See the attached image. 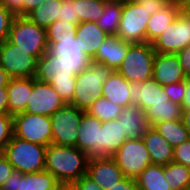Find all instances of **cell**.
I'll return each mask as SVG.
<instances>
[{"instance_id": "cell-46", "label": "cell", "mask_w": 190, "mask_h": 190, "mask_svg": "<svg viewBox=\"0 0 190 190\" xmlns=\"http://www.w3.org/2000/svg\"><path fill=\"white\" fill-rule=\"evenodd\" d=\"M183 67L185 75L190 73V45L186 46L176 54Z\"/></svg>"}, {"instance_id": "cell-8", "label": "cell", "mask_w": 190, "mask_h": 190, "mask_svg": "<svg viewBox=\"0 0 190 190\" xmlns=\"http://www.w3.org/2000/svg\"><path fill=\"white\" fill-rule=\"evenodd\" d=\"M13 136L32 143L52 144L51 118L45 115L22 112L13 116Z\"/></svg>"}, {"instance_id": "cell-42", "label": "cell", "mask_w": 190, "mask_h": 190, "mask_svg": "<svg viewBox=\"0 0 190 190\" xmlns=\"http://www.w3.org/2000/svg\"><path fill=\"white\" fill-rule=\"evenodd\" d=\"M69 190H104L94 180L89 178L86 174L76 180L69 188Z\"/></svg>"}, {"instance_id": "cell-49", "label": "cell", "mask_w": 190, "mask_h": 190, "mask_svg": "<svg viewBox=\"0 0 190 190\" xmlns=\"http://www.w3.org/2000/svg\"><path fill=\"white\" fill-rule=\"evenodd\" d=\"M44 0H24V16L36 9Z\"/></svg>"}, {"instance_id": "cell-18", "label": "cell", "mask_w": 190, "mask_h": 190, "mask_svg": "<svg viewBox=\"0 0 190 190\" xmlns=\"http://www.w3.org/2000/svg\"><path fill=\"white\" fill-rule=\"evenodd\" d=\"M130 44L116 35H109L99 46L91 61L105 64L112 71H116L127 55Z\"/></svg>"}, {"instance_id": "cell-32", "label": "cell", "mask_w": 190, "mask_h": 190, "mask_svg": "<svg viewBox=\"0 0 190 190\" xmlns=\"http://www.w3.org/2000/svg\"><path fill=\"white\" fill-rule=\"evenodd\" d=\"M170 145L176 147L190 138L182 120L165 121L153 126Z\"/></svg>"}, {"instance_id": "cell-25", "label": "cell", "mask_w": 190, "mask_h": 190, "mask_svg": "<svg viewBox=\"0 0 190 190\" xmlns=\"http://www.w3.org/2000/svg\"><path fill=\"white\" fill-rule=\"evenodd\" d=\"M130 82L120 73L112 71L102 88V97L123 108L131 105Z\"/></svg>"}, {"instance_id": "cell-39", "label": "cell", "mask_w": 190, "mask_h": 190, "mask_svg": "<svg viewBox=\"0 0 190 190\" xmlns=\"http://www.w3.org/2000/svg\"><path fill=\"white\" fill-rule=\"evenodd\" d=\"M185 88L186 80L163 86V90L168 95L169 99L173 103L179 104L181 106L185 96Z\"/></svg>"}, {"instance_id": "cell-30", "label": "cell", "mask_w": 190, "mask_h": 190, "mask_svg": "<svg viewBox=\"0 0 190 190\" xmlns=\"http://www.w3.org/2000/svg\"><path fill=\"white\" fill-rule=\"evenodd\" d=\"M123 0H105L104 12L96 21L108 35H116L122 15Z\"/></svg>"}, {"instance_id": "cell-24", "label": "cell", "mask_w": 190, "mask_h": 190, "mask_svg": "<svg viewBox=\"0 0 190 190\" xmlns=\"http://www.w3.org/2000/svg\"><path fill=\"white\" fill-rule=\"evenodd\" d=\"M142 139L152 164L167 165L173 162L174 147L154 127H151Z\"/></svg>"}, {"instance_id": "cell-11", "label": "cell", "mask_w": 190, "mask_h": 190, "mask_svg": "<svg viewBox=\"0 0 190 190\" xmlns=\"http://www.w3.org/2000/svg\"><path fill=\"white\" fill-rule=\"evenodd\" d=\"M155 52L177 54L190 45V15L180 11L171 25L153 43Z\"/></svg>"}, {"instance_id": "cell-38", "label": "cell", "mask_w": 190, "mask_h": 190, "mask_svg": "<svg viewBox=\"0 0 190 190\" xmlns=\"http://www.w3.org/2000/svg\"><path fill=\"white\" fill-rule=\"evenodd\" d=\"M13 136V116L0 114V152H3Z\"/></svg>"}, {"instance_id": "cell-6", "label": "cell", "mask_w": 190, "mask_h": 190, "mask_svg": "<svg viewBox=\"0 0 190 190\" xmlns=\"http://www.w3.org/2000/svg\"><path fill=\"white\" fill-rule=\"evenodd\" d=\"M8 40L37 60L49 50L46 29L32 22L27 16H15Z\"/></svg>"}, {"instance_id": "cell-52", "label": "cell", "mask_w": 190, "mask_h": 190, "mask_svg": "<svg viewBox=\"0 0 190 190\" xmlns=\"http://www.w3.org/2000/svg\"><path fill=\"white\" fill-rule=\"evenodd\" d=\"M182 122L190 136V109H183Z\"/></svg>"}, {"instance_id": "cell-48", "label": "cell", "mask_w": 190, "mask_h": 190, "mask_svg": "<svg viewBox=\"0 0 190 190\" xmlns=\"http://www.w3.org/2000/svg\"><path fill=\"white\" fill-rule=\"evenodd\" d=\"M0 114L8 115V92H7V88H0Z\"/></svg>"}, {"instance_id": "cell-44", "label": "cell", "mask_w": 190, "mask_h": 190, "mask_svg": "<svg viewBox=\"0 0 190 190\" xmlns=\"http://www.w3.org/2000/svg\"><path fill=\"white\" fill-rule=\"evenodd\" d=\"M14 168L9 163L6 156L0 152V189L6 179L13 173Z\"/></svg>"}, {"instance_id": "cell-37", "label": "cell", "mask_w": 190, "mask_h": 190, "mask_svg": "<svg viewBox=\"0 0 190 190\" xmlns=\"http://www.w3.org/2000/svg\"><path fill=\"white\" fill-rule=\"evenodd\" d=\"M58 20L79 25L77 17L76 0H60Z\"/></svg>"}, {"instance_id": "cell-51", "label": "cell", "mask_w": 190, "mask_h": 190, "mask_svg": "<svg viewBox=\"0 0 190 190\" xmlns=\"http://www.w3.org/2000/svg\"><path fill=\"white\" fill-rule=\"evenodd\" d=\"M183 109H190V84L186 81L185 96L182 102Z\"/></svg>"}, {"instance_id": "cell-36", "label": "cell", "mask_w": 190, "mask_h": 190, "mask_svg": "<svg viewBox=\"0 0 190 190\" xmlns=\"http://www.w3.org/2000/svg\"><path fill=\"white\" fill-rule=\"evenodd\" d=\"M77 25L68 22L56 20L46 29V38L49 48L59 39L66 35H73L76 33Z\"/></svg>"}, {"instance_id": "cell-50", "label": "cell", "mask_w": 190, "mask_h": 190, "mask_svg": "<svg viewBox=\"0 0 190 190\" xmlns=\"http://www.w3.org/2000/svg\"><path fill=\"white\" fill-rule=\"evenodd\" d=\"M10 79L8 73L0 66V88H6Z\"/></svg>"}, {"instance_id": "cell-1", "label": "cell", "mask_w": 190, "mask_h": 190, "mask_svg": "<svg viewBox=\"0 0 190 190\" xmlns=\"http://www.w3.org/2000/svg\"><path fill=\"white\" fill-rule=\"evenodd\" d=\"M88 161L87 153L76 146L52 143L47 146L45 170L55 176L64 188H69L86 174Z\"/></svg>"}, {"instance_id": "cell-22", "label": "cell", "mask_w": 190, "mask_h": 190, "mask_svg": "<svg viewBox=\"0 0 190 190\" xmlns=\"http://www.w3.org/2000/svg\"><path fill=\"white\" fill-rule=\"evenodd\" d=\"M7 88L8 115L25 112V108L32 94L33 77L11 78Z\"/></svg>"}, {"instance_id": "cell-7", "label": "cell", "mask_w": 190, "mask_h": 190, "mask_svg": "<svg viewBox=\"0 0 190 190\" xmlns=\"http://www.w3.org/2000/svg\"><path fill=\"white\" fill-rule=\"evenodd\" d=\"M155 53L151 43H131L127 55L116 71L130 83L152 79Z\"/></svg>"}, {"instance_id": "cell-55", "label": "cell", "mask_w": 190, "mask_h": 190, "mask_svg": "<svg viewBox=\"0 0 190 190\" xmlns=\"http://www.w3.org/2000/svg\"><path fill=\"white\" fill-rule=\"evenodd\" d=\"M127 1H130V2H140L142 0H127Z\"/></svg>"}, {"instance_id": "cell-15", "label": "cell", "mask_w": 190, "mask_h": 190, "mask_svg": "<svg viewBox=\"0 0 190 190\" xmlns=\"http://www.w3.org/2000/svg\"><path fill=\"white\" fill-rule=\"evenodd\" d=\"M185 73L176 54L155 53L152 78L165 86L185 80Z\"/></svg>"}, {"instance_id": "cell-43", "label": "cell", "mask_w": 190, "mask_h": 190, "mask_svg": "<svg viewBox=\"0 0 190 190\" xmlns=\"http://www.w3.org/2000/svg\"><path fill=\"white\" fill-rule=\"evenodd\" d=\"M0 4L14 16H24V0H0Z\"/></svg>"}, {"instance_id": "cell-40", "label": "cell", "mask_w": 190, "mask_h": 190, "mask_svg": "<svg viewBox=\"0 0 190 190\" xmlns=\"http://www.w3.org/2000/svg\"><path fill=\"white\" fill-rule=\"evenodd\" d=\"M173 162L190 168V138L174 147Z\"/></svg>"}, {"instance_id": "cell-23", "label": "cell", "mask_w": 190, "mask_h": 190, "mask_svg": "<svg viewBox=\"0 0 190 190\" xmlns=\"http://www.w3.org/2000/svg\"><path fill=\"white\" fill-rule=\"evenodd\" d=\"M76 41L83 53L91 60L97 53L99 46L109 36L100 29L96 22H81L76 29Z\"/></svg>"}, {"instance_id": "cell-41", "label": "cell", "mask_w": 190, "mask_h": 190, "mask_svg": "<svg viewBox=\"0 0 190 190\" xmlns=\"http://www.w3.org/2000/svg\"><path fill=\"white\" fill-rule=\"evenodd\" d=\"M15 16L0 4V41L8 39L11 24Z\"/></svg>"}, {"instance_id": "cell-53", "label": "cell", "mask_w": 190, "mask_h": 190, "mask_svg": "<svg viewBox=\"0 0 190 190\" xmlns=\"http://www.w3.org/2000/svg\"><path fill=\"white\" fill-rule=\"evenodd\" d=\"M181 11L190 15V0H179Z\"/></svg>"}, {"instance_id": "cell-21", "label": "cell", "mask_w": 190, "mask_h": 190, "mask_svg": "<svg viewBox=\"0 0 190 190\" xmlns=\"http://www.w3.org/2000/svg\"><path fill=\"white\" fill-rule=\"evenodd\" d=\"M181 11L179 0L168 2L151 16L146 27V42L153 43L172 24Z\"/></svg>"}, {"instance_id": "cell-16", "label": "cell", "mask_w": 190, "mask_h": 190, "mask_svg": "<svg viewBox=\"0 0 190 190\" xmlns=\"http://www.w3.org/2000/svg\"><path fill=\"white\" fill-rule=\"evenodd\" d=\"M86 175L104 190L116 185L125 177L111 157L89 160Z\"/></svg>"}, {"instance_id": "cell-33", "label": "cell", "mask_w": 190, "mask_h": 190, "mask_svg": "<svg viewBox=\"0 0 190 190\" xmlns=\"http://www.w3.org/2000/svg\"><path fill=\"white\" fill-rule=\"evenodd\" d=\"M164 177L171 190H186L190 187V168L175 162L164 165Z\"/></svg>"}, {"instance_id": "cell-12", "label": "cell", "mask_w": 190, "mask_h": 190, "mask_svg": "<svg viewBox=\"0 0 190 190\" xmlns=\"http://www.w3.org/2000/svg\"><path fill=\"white\" fill-rule=\"evenodd\" d=\"M0 66L11 78L35 77L37 59L6 39L0 49Z\"/></svg>"}, {"instance_id": "cell-5", "label": "cell", "mask_w": 190, "mask_h": 190, "mask_svg": "<svg viewBox=\"0 0 190 190\" xmlns=\"http://www.w3.org/2000/svg\"><path fill=\"white\" fill-rule=\"evenodd\" d=\"M46 150L47 146L12 136L2 153L15 171L27 174L45 170Z\"/></svg>"}, {"instance_id": "cell-13", "label": "cell", "mask_w": 190, "mask_h": 190, "mask_svg": "<svg viewBox=\"0 0 190 190\" xmlns=\"http://www.w3.org/2000/svg\"><path fill=\"white\" fill-rule=\"evenodd\" d=\"M65 105L66 103L51 84L41 82L33 77L32 94L29 97L25 112L50 117Z\"/></svg>"}, {"instance_id": "cell-34", "label": "cell", "mask_w": 190, "mask_h": 190, "mask_svg": "<svg viewBox=\"0 0 190 190\" xmlns=\"http://www.w3.org/2000/svg\"><path fill=\"white\" fill-rule=\"evenodd\" d=\"M123 109V107L115 105V103L109 101L108 99L99 97L94 101L86 113L103 122L117 119Z\"/></svg>"}, {"instance_id": "cell-3", "label": "cell", "mask_w": 190, "mask_h": 190, "mask_svg": "<svg viewBox=\"0 0 190 190\" xmlns=\"http://www.w3.org/2000/svg\"><path fill=\"white\" fill-rule=\"evenodd\" d=\"M75 76L76 74L63 58L50 50L37 60L35 78L51 84L66 104H70L73 100Z\"/></svg>"}, {"instance_id": "cell-54", "label": "cell", "mask_w": 190, "mask_h": 190, "mask_svg": "<svg viewBox=\"0 0 190 190\" xmlns=\"http://www.w3.org/2000/svg\"><path fill=\"white\" fill-rule=\"evenodd\" d=\"M185 80L190 84V73L186 75Z\"/></svg>"}, {"instance_id": "cell-29", "label": "cell", "mask_w": 190, "mask_h": 190, "mask_svg": "<svg viewBox=\"0 0 190 190\" xmlns=\"http://www.w3.org/2000/svg\"><path fill=\"white\" fill-rule=\"evenodd\" d=\"M135 180L139 190H171L164 177V165H148Z\"/></svg>"}, {"instance_id": "cell-10", "label": "cell", "mask_w": 190, "mask_h": 190, "mask_svg": "<svg viewBox=\"0 0 190 190\" xmlns=\"http://www.w3.org/2000/svg\"><path fill=\"white\" fill-rule=\"evenodd\" d=\"M83 112L71 104H66L50 116L53 144L76 146Z\"/></svg>"}, {"instance_id": "cell-4", "label": "cell", "mask_w": 190, "mask_h": 190, "mask_svg": "<svg viewBox=\"0 0 190 190\" xmlns=\"http://www.w3.org/2000/svg\"><path fill=\"white\" fill-rule=\"evenodd\" d=\"M111 73L105 64L90 61L88 67L75 76L76 86L70 104L86 112L96 99L102 97L103 84Z\"/></svg>"}, {"instance_id": "cell-45", "label": "cell", "mask_w": 190, "mask_h": 190, "mask_svg": "<svg viewBox=\"0 0 190 190\" xmlns=\"http://www.w3.org/2000/svg\"><path fill=\"white\" fill-rule=\"evenodd\" d=\"M107 190H139V189L137 187V183L134 178L124 177L121 181L117 182L116 185H113Z\"/></svg>"}, {"instance_id": "cell-14", "label": "cell", "mask_w": 190, "mask_h": 190, "mask_svg": "<svg viewBox=\"0 0 190 190\" xmlns=\"http://www.w3.org/2000/svg\"><path fill=\"white\" fill-rule=\"evenodd\" d=\"M102 121L94 116L83 112L76 147L87 153L89 160L102 158V146H100V128Z\"/></svg>"}, {"instance_id": "cell-26", "label": "cell", "mask_w": 190, "mask_h": 190, "mask_svg": "<svg viewBox=\"0 0 190 190\" xmlns=\"http://www.w3.org/2000/svg\"><path fill=\"white\" fill-rule=\"evenodd\" d=\"M127 140L121 122L117 119L103 121L100 128V146L102 158L111 157Z\"/></svg>"}, {"instance_id": "cell-27", "label": "cell", "mask_w": 190, "mask_h": 190, "mask_svg": "<svg viewBox=\"0 0 190 190\" xmlns=\"http://www.w3.org/2000/svg\"><path fill=\"white\" fill-rule=\"evenodd\" d=\"M17 190H64L62 184L50 172L43 170L22 174L18 172Z\"/></svg>"}, {"instance_id": "cell-9", "label": "cell", "mask_w": 190, "mask_h": 190, "mask_svg": "<svg viewBox=\"0 0 190 190\" xmlns=\"http://www.w3.org/2000/svg\"><path fill=\"white\" fill-rule=\"evenodd\" d=\"M111 158L117 163L125 177L134 179L152 164L143 139H127Z\"/></svg>"}, {"instance_id": "cell-19", "label": "cell", "mask_w": 190, "mask_h": 190, "mask_svg": "<svg viewBox=\"0 0 190 190\" xmlns=\"http://www.w3.org/2000/svg\"><path fill=\"white\" fill-rule=\"evenodd\" d=\"M131 105H136L146 111L153 103L158 101H169L168 95L164 92L153 78L140 83H130Z\"/></svg>"}, {"instance_id": "cell-31", "label": "cell", "mask_w": 190, "mask_h": 190, "mask_svg": "<svg viewBox=\"0 0 190 190\" xmlns=\"http://www.w3.org/2000/svg\"><path fill=\"white\" fill-rule=\"evenodd\" d=\"M60 0H44L27 17L38 26L47 29L58 20Z\"/></svg>"}, {"instance_id": "cell-47", "label": "cell", "mask_w": 190, "mask_h": 190, "mask_svg": "<svg viewBox=\"0 0 190 190\" xmlns=\"http://www.w3.org/2000/svg\"><path fill=\"white\" fill-rule=\"evenodd\" d=\"M18 185V171L13 173L6 179L0 190H17Z\"/></svg>"}, {"instance_id": "cell-20", "label": "cell", "mask_w": 190, "mask_h": 190, "mask_svg": "<svg viewBox=\"0 0 190 190\" xmlns=\"http://www.w3.org/2000/svg\"><path fill=\"white\" fill-rule=\"evenodd\" d=\"M117 120L121 122L127 139H142L151 128L146 112L136 105L125 107Z\"/></svg>"}, {"instance_id": "cell-17", "label": "cell", "mask_w": 190, "mask_h": 190, "mask_svg": "<svg viewBox=\"0 0 190 190\" xmlns=\"http://www.w3.org/2000/svg\"><path fill=\"white\" fill-rule=\"evenodd\" d=\"M49 50L63 58L76 75L87 68L91 61L79 47L76 41V34L66 35L64 38L59 39Z\"/></svg>"}, {"instance_id": "cell-2", "label": "cell", "mask_w": 190, "mask_h": 190, "mask_svg": "<svg viewBox=\"0 0 190 190\" xmlns=\"http://www.w3.org/2000/svg\"><path fill=\"white\" fill-rule=\"evenodd\" d=\"M173 0H123L122 15L116 36L130 43L146 42V27L149 19L168 2Z\"/></svg>"}, {"instance_id": "cell-28", "label": "cell", "mask_w": 190, "mask_h": 190, "mask_svg": "<svg viewBox=\"0 0 190 190\" xmlns=\"http://www.w3.org/2000/svg\"><path fill=\"white\" fill-rule=\"evenodd\" d=\"M145 112L151 127H153L157 123L181 120L183 107L171 100L158 101L153 103Z\"/></svg>"}, {"instance_id": "cell-35", "label": "cell", "mask_w": 190, "mask_h": 190, "mask_svg": "<svg viewBox=\"0 0 190 190\" xmlns=\"http://www.w3.org/2000/svg\"><path fill=\"white\" fill-rule=\"evenodd\" d=\"M105 0H76L77 17L81 22H96L104 12Z\"/></svg>"}]
</instances>
